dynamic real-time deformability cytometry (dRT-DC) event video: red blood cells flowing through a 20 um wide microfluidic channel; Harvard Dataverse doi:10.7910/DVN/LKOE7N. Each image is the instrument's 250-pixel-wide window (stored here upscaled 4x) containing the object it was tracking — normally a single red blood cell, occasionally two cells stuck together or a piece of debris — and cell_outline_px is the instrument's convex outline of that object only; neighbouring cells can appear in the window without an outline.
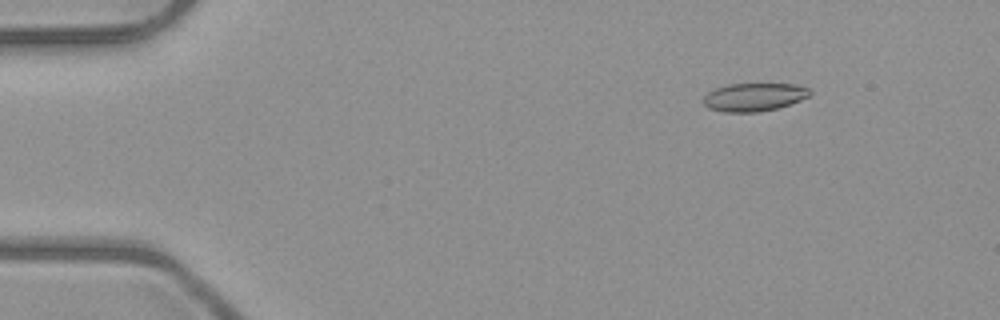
{"species": "common noctule bat (a hibernating species)", "species_latin": "Nyctalus noctula", "temperature_condition": "room temperature", "stored_images_in_passage": 7, "camera_frame_rate_fps": 3000, "um_per_image_px": 0.085, "animal": {"sex": "male", "body_mass_g": 23.1, "forearm_length_mm": 52.7}, "frame": {"image": 1, "passage_image": 2, "time_ms": 1.333, "image_size_px": [1000, 320], "cell_outline_px": [[812, 92], [808, 96], [800, 100], [776, 108], [760, 112], [724, 112], [708, 108], [704, 104], [704, 96], [708, 92], [716, 88], [728, 84], [796, 84], [808, 88]], "centroid_in_image_um": [64.08, 8.25], "position_along_channel_um": 20.9, "area_um2": 17.34}}
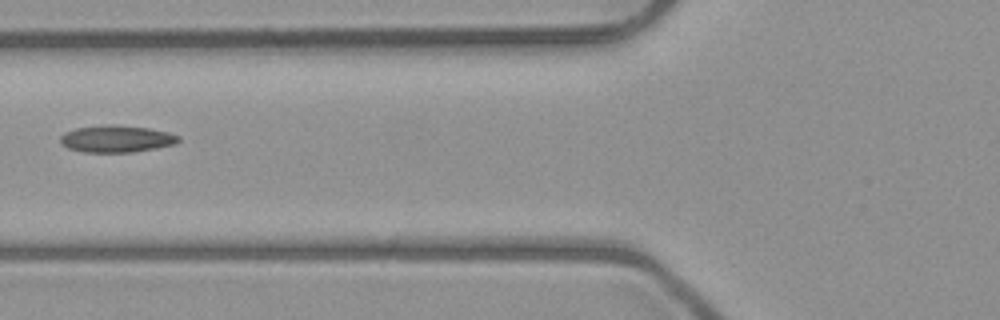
{"frame": {"image": 2, "passage_image": 6, "time_ms": 6.0, "image_size_px": [1000, 320], "cell_outline_px": [[180, 140], [176, 144], [156, 148], [132, 152], [84, 152], [68, 148], [60, 144], [60, 136], [64, 132], [76, 128], [104, 124], [116, 124], [148, 128], [168, 132], [180, 136]], "centroid_in_image_um": [9.89, 11.79], "position_along_channel_um": 115.9, "area_um2": 18.79}}
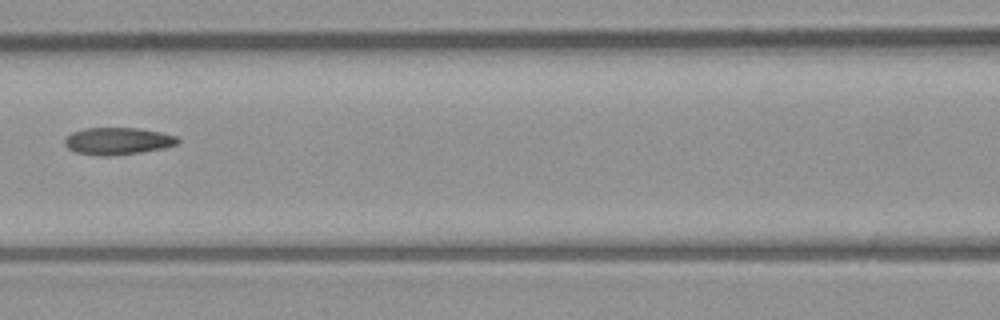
{"frame": {"image": 3, "passage_image": 7, "time_ms": 7.0, "image_size_px": [1000, 320], "cell_outline_px": [[180, 140], [176, 144], [160, 148], [140, 152], [108, 156], [100, 156], [76, 152], [68, 148], [64, 144], [64, 140], [72, 132], [84, 128], [140, 128], [160, 132], [176, 136]], "centroid_in_image_um": [9.97, 11.98], "position_along_channel_um": 156.6, "area_um2": 17.69}}